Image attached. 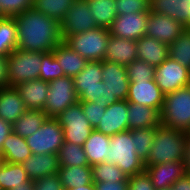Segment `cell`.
<instances>
[{"label": "cell", "mask_w": 190, "mask_h": 190, "mask_svg": "<svg viewBox=\"0 0 190 190\" xmlns=\"http://www.w3.org/2000/svg\"><path fill=\"white\" fill-rule=\"evenodd\" d=\"M17 49L32 52H52L63 42L61 23L33 7L16 15Z\"/></svg>", "instance_id": "cell-1"}, {"label": "cell", "mask_w": 190, "mask_h": 190, "mask_svg": "<svg viewBox=\"0 0 190 190\" xmlns=\"http://www.w3.org/2000/svg\"><path fill=\"white\" fill-rule=\"evenodd\" d=\"M188 133L160 125L155 128V136L150 153L144 165L162 164L184 158Z\"/></svg>", "instance_id": "cell-2"}, {"label": "cell", "mask_w": 190, "mask_h": 190, "mask_svg": "<svg viewBox=\"0 0 190 190\" xmlns=\"http://www.w3.org/2000/svg\"><path fill=\"white\" fill-rule=\"evenodd\" d=\"M73 81L79 101L94 102L108 107L107 86L102 82V61H88Z\"/></svg>", "instance_id": "cell-3"}, {"label": "cell", "mask_w": 190, "mask_h": 190, "mask_svg": "<svg viewBox=\"0 0 190 190\" xmlns=\"http://www.w3.org/2000/svg\"><path fill=\"white\" fill-rule=\"evenodd\" d=\"M108 163L117 165L128 177L145 170L144 162L135 151L132 130L110 136Z\"/></svg>", "instance_id": "cell-4"}, {"label": "cell", "mask_w": 190, "mask_h": 190, "mask_svg": "<svg viewBox=\"0 0 190 190\" xmlns=\"http://www.w3.org/2000/svg\"><path fill=\"white\" fill-rule=\"evenodd\" d=\"M160 117L163 126L190 131V85L165 94Z\"/></svg>", "instance_id": "cell-5"}, {"label": "cell", "mask_w": 190, "mask_h": 190, "mask_svg": "<svg viewBox=\"0 0 190 190\" xmlns=\"http://www.w3.org/2000/svg\"><path fill=\"white\" fill-rule=\"evenodd\" d=\"M44 52H32L22 49L13 50L7 57V79L9 86L21 82L39 79L40 65Z\"/></svg>", "instance_id": "cell-6"}, {"label": "cell", "mask_w": 190, "mask_h": 190, "mask_svg": "<svg viewBox=\"0 0 190 190\" xmlns=\"http://www.w3.org/2000/svg\"><path fill=\"white\" fill-rule=\"evenodd\" d=\"M110 30L94 28L66 37L63 42L87 61H103Z\"/></svg>", "instance_id": "cell-7"}, {"label": "cell", "mask_w": 190, "mask_h": 190, "mask_svg": "<svg viewBox=\"0 0 190 190\" xmlns=\"http://www.w3.org/2000/svg\"><path fill=\"white\" fill-rule=\"evenodd\" d=\"M32 154H58L64 143V131L58 120L48 117L32 135L25 138Z\"/></svg>", "instance_id": "cell-8"}, {"label": "cell", "mask_w": 190, "mask_h": 190, "mask_svg": "<svg viewBox=\"0 0 190 190\" xmlns=\"http://www.w3.org/2000/svg\"><path fill=\"white\" fill-rule=\"evenodd\" d=\"M56 119L63 128L66 142L83 146L93 131L79 101L66 108Z\"/></svg>", "instance_id": "cell-9"}, {"label": "cell", "mask_w": 190, "mask_h": 190, "mask_svg": "<svg viewBox=\"0 0 190 190\" xmlns=\"http://www.w3.org/2000/svg\"><path fill=\"white\" fill-rule=\"evenodd\" d=\"M72 77H61L49 82V90L43 111L56 118L66 108L78 102Z\"/></svg>", "instance_id": "cell-10"}, {"label": "cell", "mask_w": 190, "mask_h": 190, "mask_svg": "<svg viewBox=\"0 0 190 190\" xmlns=\"http://www.w3.org/2000/svg\"><path fill=\"white\" fill-rule=\"evenodd\" d=\"M154 80L167 94L190 85V70L169 57L156 66Z\"/></svg>", "instance_id": "cell-11"}, {"label": "cell", "mask_w": 190, "mask_h": 190, "mask_svg": "<svg viewBox=\"0 0 190 190\" xmlns=\"http://www.w3.org/2000/svg\"><path fill=\"white\" fill-rule=\"evenodd\" d=\"M102 82L107 86L108 104L127 99L130 81L125 66L102 61Z\"/></svg>", "instance_id": "cell-12"}, {"label": "cell", "mask_w": 190, "mask_h": 190, "mask_svg": "<svg viewBox=\"0 0 190 190\" xmlns=\"http://www.w3.org/2000/svg\"><path fill=\"white\" fill-rule=\"evenodd\" d=\"M99 28L89 13L86 0H75L67 11L65 19L61 22V34L64 40L68 36Z\"/></svg>", "instance_id": "cell-13"}, {"label": "cell", "mask_w": 190, "mask_h": 190, "mask_svg": "<svg viewBox=\"0 0 190 190\" xmlns=\"http://www.w3.org/2000/svg\"><path fill=\"white\" fill-rule=\"evenodd\" d=\"M186 28L172 17L149 12L145 35L160 42L171 44Z\"/></svg>", "instance_id": "cell-14"}, {"label": "cell", "mask_w": 190, "mask_h": 190, "mask_svg": "<svg viewBox=\"0 0 190 190\" xmlns=\"http://www.w3.org/2000/svg\"><path fill=\"white\" fill-rule=\"evenodd\" d=\"M149 12L129 13L115 18L109 28L112 36L135 40L145 35Z\"/></svg>", "instance_id": "cell-15"}, {"label": "cell", "mask_w": 190, "mask_h": 190, "mask_svg": "<svg viewBox=\"0 0 190 190\" xmlns=\"http://www.w3.org/2000/svg\"><path fill=\"white\" fill-rule=\"evenodd\" d=\"M165 94L155 80L130 82L127 101L152 107L159 112L162 109Z\"/></svg>", "instance_id": "cell-16"}, {"label": "cell", "mask_w": 190, "mask_h": 190, "mask_svg": "<svg viewBox=\"0 0 190 190\" xmlns=\"http://www.w3.org/2000/svg\"><path fill=\"white\" fill-rule=\"evenodd\" d=\"M127 117V100H119L118 102L109 104L95 130L109 136L129 130Z\"/></svg>", "instance_id": "cell-17"}, {"label": "cell", "mask_w": 190, "mask_h": 190, "mask_svg": "<svg viewBox=\"0 0 190 190\" xmlns=\"http://www.w3.org/2000/svg\"><path fill=\"white\" fill-rule=\"evenodd\" d=\"M145 171L149 175L155 190L170 188L175 181L186 173L183 160L145 165Z\"/></svg>", "instance_id": "cell-18"}, {"label": "cell", "mask_w": 190, "mask_h": 190, "mask_svg": "<svg viewBox=\"0 0 190 190\" xmlns=\"http://www.w3.org/2000/svg\"><path fill=\"white\" fill-rule=\"evenodd\" d=\"M135 60H137L136 41L110 35L103 61L127 66Z\"/></svg>", "instance_id": "cell-19"}, {"label": "cell", "mask_w": 190, "mask_h": 190, "mask_svg": "<svg viewBox=\"0 0 190 190\" xmlns=\"http://www.w3.org/2000/svg\"><path fill=\"white\" fill-rule=\"evenodd\" d=\"M27 110H41L45 107V102L49 90V82L41 79L21 82L15 86Z\"/></svg>", "instance_id": "cell-20"}, {"label": "cell", "mask_w": 190, "mask_h": 190, "mask_svg": "<svg viewBox=\"0 0 190 190\" xmlns=\"http://www.w3.org/2000/svg\"><path fill=\"white\" fill-rule=\"evenodd\" d=\"M30 180H37L46 175L56 174L60 169L58 156L55 154H32L21 163Z\"/></svg>", "instance_id": "cell-21"}, {"label": "cell", "mask_w": 190, "mask_h": 190, "mask_svg": "<svg viewBox=\"0 0 190 190\" xmlns=\"http://www.w3.org/2000/svg\"><path fill=\"white\" fill-rule=\"evenodd\" d=\"M137 60L158 66L169 58V45L146 35L137 41Z\"/></svg>", "instance_id": "cell-22"}, {"label": "cell", "mask_w": 190, "mask_h": 190, "mask_svg": "<svg viewBox=\"0 0 190 190\" xmlns=\"http://www.w3.org/2000/svg\"><path fill=\"white\" fill-rule=\"evenodd\" d=\"M150 11L172 17L190 28V0H150Z\"/></svg>", "instance_id": "cell-23"}, {"label": "cell", "mask_w": 190, "mask_h": 190, "mask_svg": "<svg viewBox=\"0 0 190 190\" xmlns=\"http://www.w3.org/2000/svg\"><path fill=\"white\" fill-rule=\"evenodd\" d=\"M27 111L16 87L0 89V118L13 124Z\"/></svg>", "instance_id": "cell-24"}, {"label": "cell", "mask_w": 190, "mask_h": 190, "mask_svg": "<svg viewBox=\"0 0 190 190\" xmlns=\"http://www.w3.org/2000/svg\"><path fill=\"white\" fill-rule=\"evenodd\" d=\"M129 130L156 128L161 125L160 112L152 107L128 102Z\"/></svg>", "instance_id": "cell-25"}, {"label": "cell", "mask_w": 190, "mask_h": 190, "mask_svg": "<svg viewBox=\"0 0 190 190\" xmlns=\"http://www.w3.org/2000/svg\"><path fill=\"white\" fill-rule=\"evenodd\" d=\"M110 136L93 129L84 142L83 149L90 166L99 163H108Z\"/></svg>", "instance_id": "cell-26"}, {"label": "cell", "mask_w": 190, "mask_h": 190, "mask_svg": "<svg viewBox=\"0 0 190 190\" xmlns=\"http://www.w3.org/2000/svg\"><path fill=\"white\" fill-rule=\"evenodd\" d=\"M53 54L61 66L64 75L67 77L74 78L85 68L88 63L85 58L81 57L64 42L60 43L53 50Z\"/></svg>", "instance_id": "cell-27"}, {"label": "cell", "mask_w": 190, "mask_h": 190, "mask_svg": "<svg viewBox=\"0 0 190 190\" xmlns=\"http://www.w3.org/2000/svg\"><path fill=\"white\" fill-rule=\"evenodd\" d=\"M58 174L65 190L85 186L93 182L92 168L90 165L60 166Z\"/></svg>", "instance_id": "cell-28"}, {"label": "cell", "mask_w": 190, "mask_h": 190, "mask_svg": "<svg viewBox=\"0 0 190 190\" xmlns=\"http://www.w3.org/2000/svg\"><path fill=\"white\" fill-rule=\"evenodd\" d=\"M4 160L9 163H22L32 155L26 139L11 132L3 143Z\"/></svg>", "instance_id": "cell-29"}, {"label": "cell", "mask_w": 190, "mask_h": 190, "mask_svg": "<svg viewBox=\"0 0 190 190\" xmlns=\"http://www.w3.org/2000/svg\"><path fill=\"white\" fill-rule=\"evenodd\" d=\"M47 118L44 111L27 110L12 124V132L26 138L37 131Z\"/></svg>", "instance_id": "cell-30"}, {"label": "cell", "mask_w": 190, "mask_h": 190, "mask_svg": "<svg viewBox=\"0 0 190 190\" xmlns=\"http://www.w3.org/2000/svg\"><path fill=\"white\" fill-rule=\"evenodd\" d=\"M89 5V13L96 21L99 28L109 29L117 12L115 9V0H86Z\"/></svg>", "instance_id": "cell-31"}, {"label": "cell", "mask_w": 190, "mask_h": 190, "mask_svg": "<svg viewBox=\"0 0 190 190\" xmlns=\"http://www.w3.org/2000/svg\"><path fill=\"white\" fill-rule=\"evenodd\" d=\"M75 0H32V7L60 23Z\"/></svg>", "instance_id": "cell-32"}, {"label": "cell", "mask_w": 190, "mask_h": 190, "mask_svg": "<svg viewBox=\"0 0 190 190\" xmlns=\"http://www.w3.org/2000/svg\"><path fill=\"white\" fill-rule=\"evenodd\" d=\"M17 26L14 17L0 16V55L8 57L17 48Z\"/></svg>", "instance_id": "cell-33"}, {"label": "cell", "mask_w": 190, "mask_h": 190, "mask_svg": "<svg viewBox=\"0 0 190 190\" xmlns=\"http://www.w3.org/2000/svg\"><path fill=\"white\" fill-rule=\"evenodd\" d=\"M29 180L20 163L6 162L0 168V190H10Z\"/></svg>", "instance_id": "cell-34"}, {"label": "cell", "mask_w": 190, "mask_h": 190, "mask_svg": "<svg viewBox=\"0 0 190 190\" xmlns=\"http://www.w3.org/2000/svg\"><path fill=\"white\" fill-rule=\"evenodd\" d=\"M59 165L65 167L89 165L83 146L64 141L58 151Z\"/></svg>", "instance_id": "cell-35"}, {"label": "cell", "mask_w": 190, "mask_h": 190, "mask_svg": "<svg viewBox=\"0 0 190 190\" xmlns=\"http://www.w3.org/2000/svg\"><path fill=\"white\" fill-rule=\"evenodd\" d=\"M169 57L190 70V28L169 44Z\"/></svg>", "instance_id": "cell-36"}, {"label": "cell", "mask_w": 190, "mask_h": 190, "mask_svg": "<svg viewBox=\"0 0 190 190\" xmlns=\"http://www.w3.org/2000/svg\"><path fill=\"white\" fill-rule=\"evenodd\" d=\"M155 136V128L133 129L134 148L137 156L145 163L150 153Z\"/></svg>", "instance_id": "cell-37"}, {"label": "cell", "mask_w": 190, "mask_h": 190, "mask_svg": "<svg viewBox=\"0 0 190 190\" xmlns=\"http://www.w3.org/2000/svg\"><path fill=\"white\" fill-rule=\"evenodd\" d=\"M93 182L124 181L128 178L122 170L112 163H99L91 166Z\"/></svg>", "instance_id": "cell-38"}, {"label": "cell", "mask_w": 190, "mask_h": 190, "mask_svg": "<svg viewBox=\"0 0 190 190\" xmlns=\"http://www.w3.org/2000/svg\"><path fill=\"white\" fill-rule=\"evenodd\" d=\"M64 76V72L59 65L57 59L54 57L53 51L46 52L42 56L39 79L46 82H51L57 78H61Z\"/></svg>", "instance_id": "cell-39"}, {"label": "cell", "mask_w": 190, "mask_h": 190, "mask_svg": "<svg viewBox=\"0 0 190 190\" xmlns=\"http://www.w3.org/2000/svg\"><path fill=\"white\" fill-rule=\"evenodd\" d=\"M125 67L130 82L154 79L156 67L147 62L135 60Z\"/></svg>", "instance_id": "cell-40"}, {"label": "cell", "mask_w": 190, "mask_h": 190, "mask_svg": "<svg viewBox=\"0 0 190 190\" xmlns=\"http://www.w3.org/2000/svg\"><path fill=\"white\" fill-rule=\"evenodd\" d=\"M117 16L129 13L150 12V0H115Z\"/></svg>", "instance_id": "cell-41"}, {"label": "cell", "mask_w": 190, "mask_h": 190, "mask_svg": "<svg viewBox=\"0 0 190 190\" xmlns=\"http://www.w3.org/2000/svg\"><path fill=\"white\" fill-rule=\"evenodd\" d=\"M32 7V0H0V16L15 17Z\"/></svg>", "instance_id": "cell-42"}, {"label": "cell", "mask_w": 190, "mask_h": 190, "mask_svg": "<svg viewBox=\"0 0 190 190\" xmlns=\"http://www.w3.org/2000/svg\"><path fill=\"white\" fill-rule=\"evenodd\" d=\"M79 102L81 103L83 113L90 122V125L92 126L93 129H96L99 125L101 117L105 113L106 108L97 105L94 102H84V101H79Z\"/></svg>", "instance_id": "cell-43"}, {"label": "cell", "mask_w": 190, "mask_h": 190, "mask_svg": "<svg viewBox=\"0 0 190 190\" xmlns=\"http://www.w3.org/2000/svg\"><path fill=\"white\" fill-rule=\"evenodd\" d=\"M34 190H65L59 174H50L34 181Z\"/></svg>", "instance_id": "cell-44"}, {"label": "cell", "mask_w": 190, "mask_h": 190, "mask_svg": "<svg viewBox=\"0 0 190 190\" xmlns=\"http://www.w3.org/2000/svg\"><path fill=\"white\" fill-rule=\"evenodd\" d=\"M128 190H155V188L149 175L144 170L141 173L128 177Z\"/></svg>", "instance_id": "cell-45"}, {"label": "cell", "mask_w": 190, "mask_h": 190, "mask_svg": "<svg viewBox=\"0 0 190 190\" xmlns=\"http://www.w3.org/2000/svg\"><path fill=\"white\" fill-rule=\"evenodd\" d=\"M96 190H128V178L124 181L94 182Z\"/></svg>", "instance_id": "cell-46"}, {"label": "cell", "mask_w": 190, "mask_h": 190, "mask_svg": "<svg viewBox=\"0 0 190 190\" xmlns=\"http://www.w3.org/2000/svg\"><path fill=\"white\" fill-rule=\"evenodd\" d=\"M7 72V57L0 55V89L9 86Z\"/></svg>", "instance_id": "cell-47"}, {"label": "cell", "mask_w": 190, "mask_h": 190, "mask_svg": "<svg viewBox=\"0 0 190 190\" xmlns=\"http://www.w3.org/2000/svg\"><path fill=\"white\" fill-rule=\"evenodd\" d=\"M12 132V124L0 118V152L7 136Z\"/></svg>", "instance_id": "cell-48"}, {"label": "cell", "mask_w": 190, "mask_h": 190, "mask_svg": "<svg viewBox=\"0 0 190 190\" xmlns=\"http://www.w3.org/2000/svg\"><path fill=\"white\" fill-rule=\"evenodd\" d=\"M170 188L172 190H190V174L185 173Z\"/></svg>", "instance_id": "cell-49"}, {"label": "cell", "mask_w": 190, "mask_h": 190, "mask_svg": "<svg viewBox=\"0 0 190 190\" xmlns=\"http://www.w3.org/2000/svg\"><path fill=\"white\" fill-rule=\"evenodd\" d=\"M183 165L187 174H190V138L188 137L185 143V151Z\"/></svg>", "instance_id": "cell-50"}, {"label": "cell", "mask_w": 190, "mask_h": 190, "mask_svg": "<svg viewBox=\"0 0 190 190\" xmlns=\"http://www.w3.org/2000/svg\"><path fill=\"white\" fill-rule=\"evenodd\" d=\"M10 190H34V180H28L26 183H21L17 187H13Z\"/></svg>", "instance_id": "cell-51"}, {"label": "cell", "mask_w": 190, "mask_h": 190, "mask_svg": "<svg viewBox=\"0 0 190 190\" xmlns=\"http://www.w3.org/2000/svg\"><path fill=\"white\" fill-rule=\"evenodd\" d=\"M68 190H96V188H95L94 182H92L91 184L81 186V187L72 188V189H68Z\"/></svg>", "instance_id": "cell-52"}, {"label": "cell", "mask_w": 190, "mask_h": 190, "mask_svg": "<svg viewBox=\"0 0 190 190\" xmlns=\"http://www.w3.org/2000/svg\"><path fill=\"white\" fill-rule=\"evenodd\" d=\"M4 163H5V160H4L3 154L0 152V168L4 165Z\"/></svg>", "instance_id": "cell-53"}]
</instances>
